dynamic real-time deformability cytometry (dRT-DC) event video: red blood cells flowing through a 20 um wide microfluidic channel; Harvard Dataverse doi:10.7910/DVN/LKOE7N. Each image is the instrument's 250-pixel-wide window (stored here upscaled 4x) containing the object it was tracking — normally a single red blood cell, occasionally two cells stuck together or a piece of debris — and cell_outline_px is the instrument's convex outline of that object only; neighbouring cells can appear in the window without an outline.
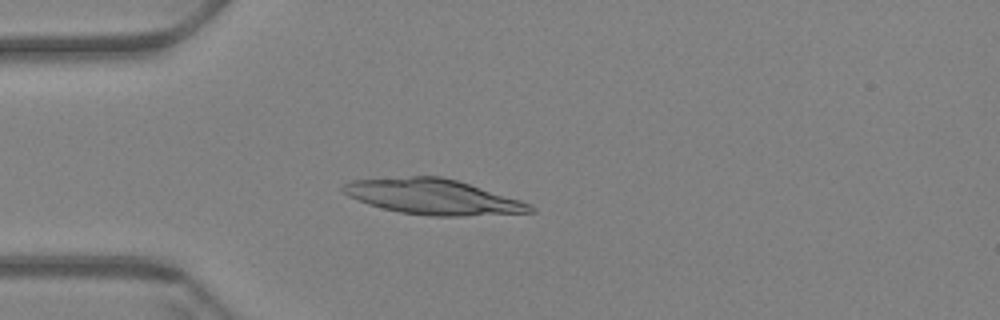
{"species": "Egyptian fruit bat (a non-hibernating species)", "species_latin": "Rousettus aegyptiacus", "temperature_condition": "warm", "stored_images_in_passage": 45, "camera_frame_rate_fps": 3000, "um_per_image_px": 0.085, "animal": {"sex": "female"}, "frame": {"image": 1, "passage_image": 1, "time_ms": 0.0, "image_size_px": [1000, 320], "cell_outline_px": [[536, 212], [460, 216], [428, 216], [400, 212], [368, 204], [348, 196], [340, 188], [344, 184], [352, 180], [412, 176], [440, 176], [456, 180], [520, 200], [532, 204], [536, 208]], "centroid_in_image_um": [36.81, 16.73], "position_along_channel_um": 48.2, "area_um2": 38.26}}
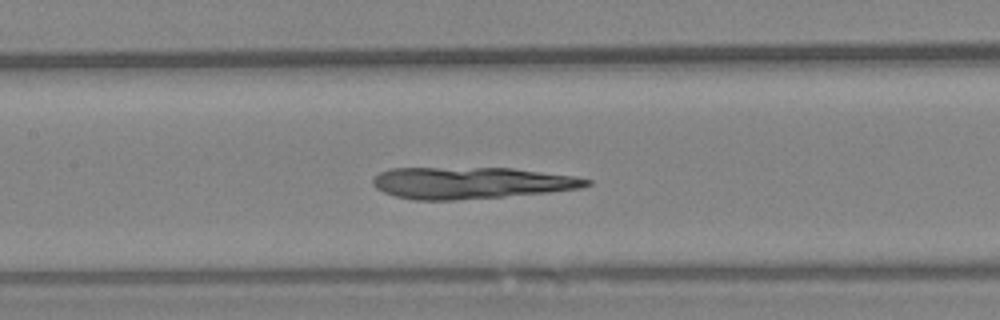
{"frame": {"image": 2, "passage_image": 13, "time_ms": 4.0, "image_size_px": [1000, 320], "cell_outline_px": [[592, 184], [584, 188], [548, 192], [504, 196], [452, 200], [416, 200], [396, 196], [384, 192], [376, 188], [372, 184], [372, 180], [380, 172], [392, 168], [512, 168], [576, 176], [592, 180]], "centroid_in_image_um": [40.08, 15.54], "position_along_channel_um": 167.3, "area_um2": 39.36}}
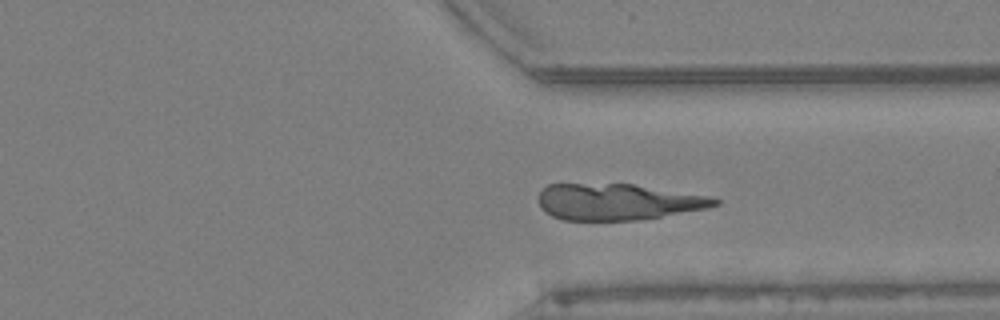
{"frame": {"image": 3, "passage_image": 30, "time_ms": 9.667, "image_size_px": [1000, 320], "cell_outline_px": [[720, 204], [704, 208], [660, 216], [636, 220], [564, 220], [552, 216], [540, 208], [540, 192], [548, 184], [632, 184], [708, 196], [720, 200]], "centroid_in_image_um": [52.47, 17.15], "position_along_channel_um": 358.9, "area_um2": 36.7}}